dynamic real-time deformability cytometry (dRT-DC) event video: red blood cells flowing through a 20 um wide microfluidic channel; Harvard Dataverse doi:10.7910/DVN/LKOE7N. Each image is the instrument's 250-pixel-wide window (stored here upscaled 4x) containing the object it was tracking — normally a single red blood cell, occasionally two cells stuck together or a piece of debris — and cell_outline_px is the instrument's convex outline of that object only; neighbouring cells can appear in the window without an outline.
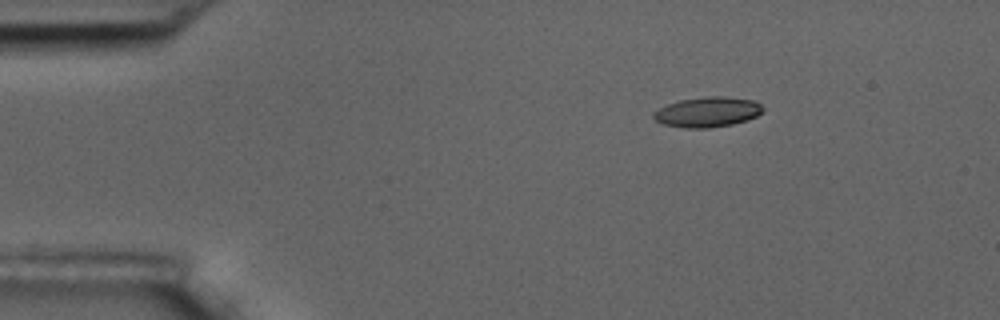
{"species": "common noctule bat (a hibernating species)", "species_latin": "Nyctalus noctula", "temperature_condition": "room temperature", "stored_images_in_passage": 3, "camera_frame_rate_fps": 3000, "um_per_image_px": 0.085, "animal": {"sex": "male", "body_mass_g": 17.5, "forearm_length_mm": 52.3}, "frame": {"image": 1, "passage_image": 1, "time_ms": 0.0, "image_size_px": [1000, 320], "cell_outline_px": [[764, 108], [756, 116], [748, 120], [732, 124], [708, 128], [684, 128], [664, 124], [656, 120], [652, 116], [652, 112], [668, 104], [680, 100], [708, 96], [724, 96], [752, 100], [760, 104]], "centroid_in_image_um": [60.13, 9.52], "position_along_channel_um": 24.9, "area_um2": 19.07}}